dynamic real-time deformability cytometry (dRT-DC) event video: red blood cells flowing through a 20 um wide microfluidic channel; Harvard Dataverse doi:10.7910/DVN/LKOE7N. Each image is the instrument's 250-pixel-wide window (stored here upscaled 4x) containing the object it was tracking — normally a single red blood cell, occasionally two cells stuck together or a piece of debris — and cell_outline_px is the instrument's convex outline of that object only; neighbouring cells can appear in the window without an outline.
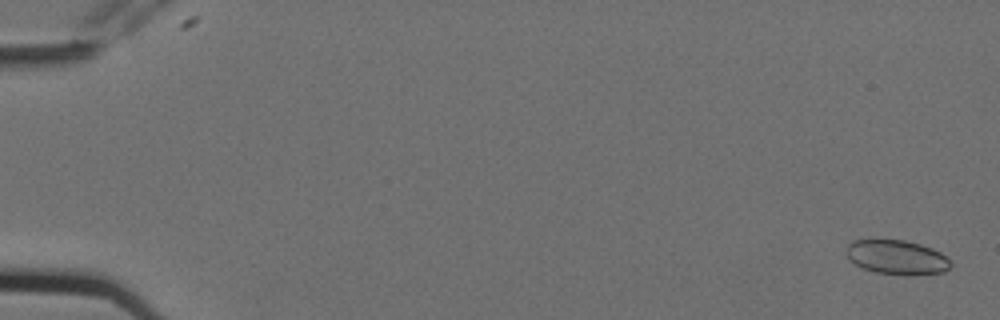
{"species": "Egyptian fruit bat (a non-hibernating species)", "species_latin": "Rousettus aegyptiacus", "temperature_condition": "cold", "stored_images_in_passage": 5, "camera_frame_rate_fps": 3000, "um_per_image_px": 0.085, "animal": {"sex": "female"}, "frame": {"image": 1, "passage_image": 1, "time_ms": 0.0, "image_size_px": [1000, 320], "cell_outline_px": [[952, 264], [944, 272], [876, 272], [864, 268], [848, 260], [848, 244], [852, 240], [904, 240], [920, 244], [932, 248], [940, 252]], "centroid_in_image_um": [76.19, 21.81], "position_along_channel_um": 8.8, "area_um2": 19.77}}
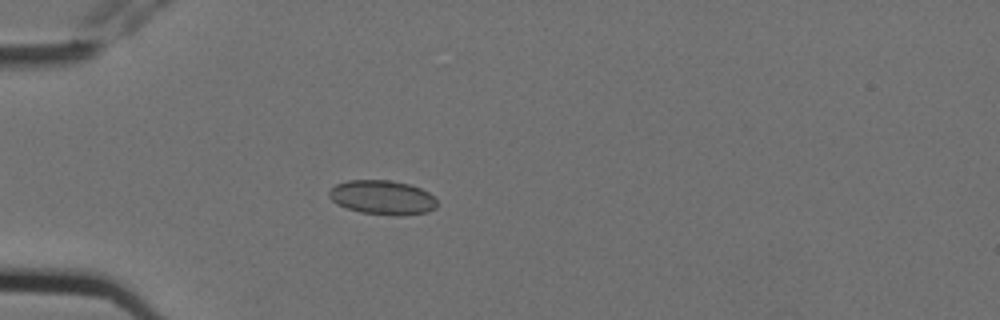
{"frame": {"image": 2, "passage_image": 5, "time_ms": 1.333, "image_size_px": [1000, 320], "cell_outline_px": [[436, 208], [428, 212], [404, 216], [400, 216], [360, 212], [336, 204], [328, 196], [328, 192], [336, 184], [348, 180], [388, 180], [408, 184], [420, 188], [428, 192], [436, 200]], "centroid_in_image_um": [32.5, 16.79], "position_along_channel_um": 52.5, "area_um2": 21.56}}